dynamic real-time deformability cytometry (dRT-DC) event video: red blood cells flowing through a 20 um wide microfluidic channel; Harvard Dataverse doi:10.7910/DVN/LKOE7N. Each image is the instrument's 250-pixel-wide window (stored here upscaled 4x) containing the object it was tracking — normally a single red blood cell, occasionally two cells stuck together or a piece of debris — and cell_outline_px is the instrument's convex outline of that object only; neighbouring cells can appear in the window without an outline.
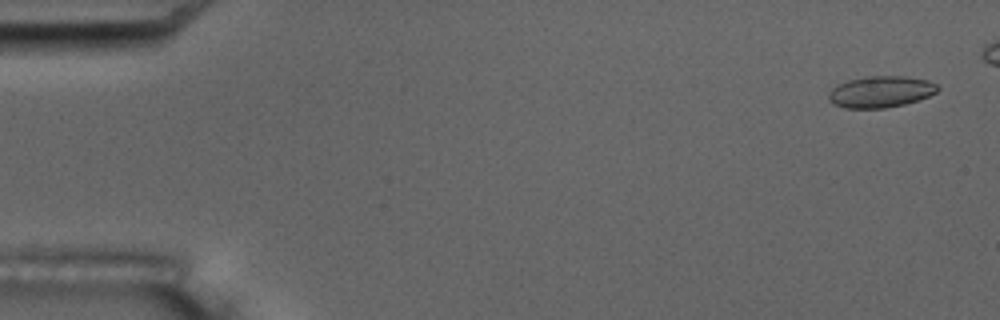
{"species": "common noctule bat (a hibernating species)", "species_latin": "Nyctalus noctula", "temperature_condition": "room temperature", "stored_images_in_passage": 5, "camera_frame_rate_fps": 3000, "um_per_image_px": 0.085, "animal": {"sex": "male", "body_mass_g": 17.5, "forearm_length_mm": 52.3}, "frame": {"image": 1, "passage_image": 1, "time_ms": 0.0, "image_size_px": [1000, 320], "cell_outline_px": [[940, 88], [936, 92], [928, 96], [904, 104], [884, 108], [844, 108], [832, 104], [828, 100], [828, 92], [836, 84], [848, 80], [864, 76], [904, 76], [928, 80], [936, 84]], "centroid_in_image_um": [74.8, 7.79], "position_along_channel_um": 10.2, "area_um2": 20.11}}